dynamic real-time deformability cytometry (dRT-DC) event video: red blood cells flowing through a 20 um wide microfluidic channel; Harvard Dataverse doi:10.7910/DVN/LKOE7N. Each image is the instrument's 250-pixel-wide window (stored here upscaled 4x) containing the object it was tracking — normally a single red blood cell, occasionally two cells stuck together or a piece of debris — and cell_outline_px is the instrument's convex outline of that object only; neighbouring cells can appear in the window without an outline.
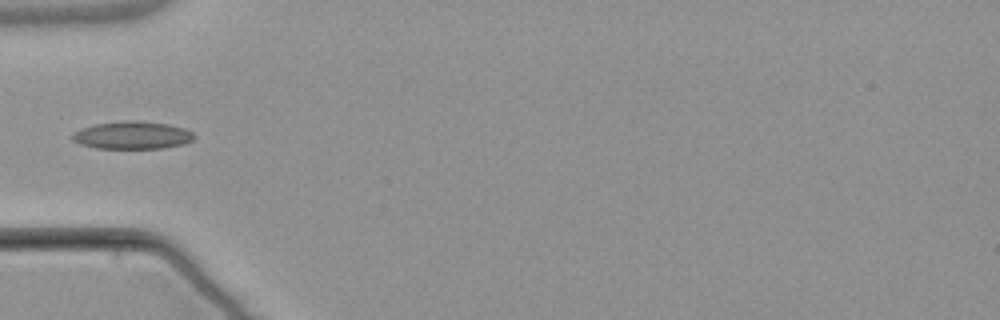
{"species": "common noctule bat (a hibernating species)", "species_latin": "Nyctalus noctula", "temperature_condition": "warm", "stored_images_in_passage": 6, "camera_frame_rate_fps": 3000, "um_per_image_px": 0.085, "animal": {"sex": "male", "body_mass_g": 21.5, "forearm_length_mm": 52.0}, "frame": {"image": 1, "passage_image": 6, "time_ms": 6.0, "image_size_px": [1000, 320], "cell_outline_px": [[196, 136], [192, 140], [184, 144], [164, 148], [96, 148], [80, 144], [72, 140], [72, 136], [76, 132], [84, 128], [96, 124], [124, 120], [136, 120], [168, 124], [184, 128], [192, 132]], "centroid_in_image_um": [11.29, 11.49], "position_along_channel_um": 73.7, "area_um2": 19.54}}